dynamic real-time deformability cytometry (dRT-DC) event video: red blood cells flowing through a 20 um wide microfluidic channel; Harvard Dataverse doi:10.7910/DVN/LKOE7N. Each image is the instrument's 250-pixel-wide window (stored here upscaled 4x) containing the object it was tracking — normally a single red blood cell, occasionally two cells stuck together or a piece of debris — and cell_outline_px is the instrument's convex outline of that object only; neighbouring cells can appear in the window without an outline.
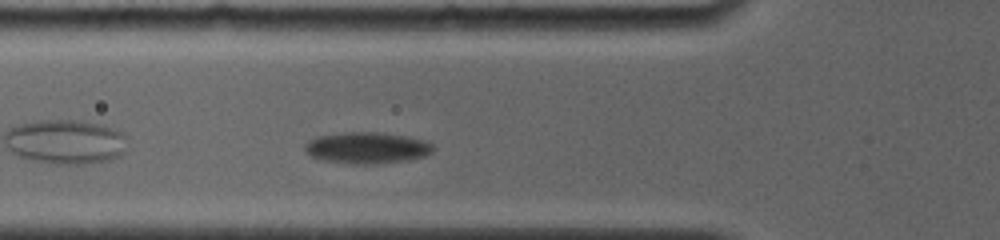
{"species": "common noctule bat (a hibernating species)", "species_latin": "Nyctalus noctula", "temperature_condition": "room temperature", "stored_images_in_passage": 8, "camera_frame_rate_fps": 4000, "um_per_image_px": 0.085, "animal": {"sex": "female", "body_mass_g": 19.0, "forearm_length_mm": 56.7}, "frame": {"image": 1, "passage_image": 2, "time_ms": 0.25, "image_size_px": [1000, 240], "cell_outline_px": [[436, 148], [432, 152], [424, 156], [408, 160], [376, 164], [356, 164], [324, 160], [312, 156], [304, 148], [304, 144], [308, 140], [316, 136], [344, 132], [376, 132], [404, 136], [424, 140], [432, 144]], "centroid_in_image_um": [31.2, 12.56], "position_along_channel_um": 94.6, "area_um2": 23.41}}
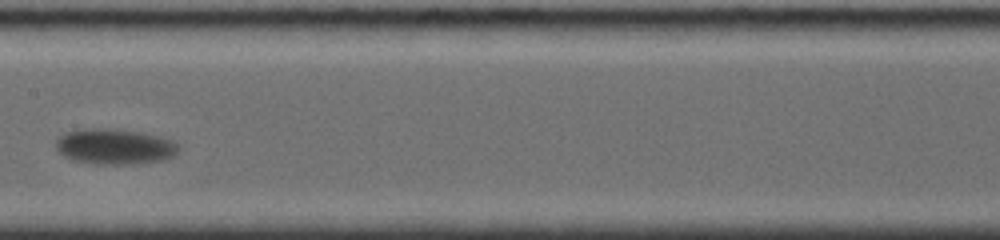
{"frame": {"image": 2, "passage_image": 6, "time_ms": 1.25, "image_size_px": [1000, 240], "cell_outline_px": [[180, 148], [172, 156], [164, 160], [128, 164], [96, 164], [72, 160], [64, 156], [56, 148], [56, 140], [64, 132], [84, 128], [112, 128], [140, 132], [176, 140]], "centroid_in_image_um": [9.74, 12.44], "position_along_channel_um": 197.7, "area_um2": 25.61}}
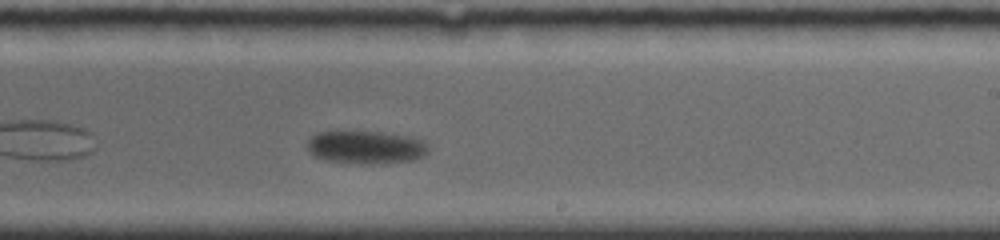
{"frame": {"image": 3, "passage_image": 8, "time_ms": 1.75, "image_size_px": [1000, 240], "cell_outline_px": [[428, 152], [424, 156], [416, 160], [360, 164], [328, 160], [312, 156], [308, 148], [308, 140], [312, 136], [320, 132], [380, 132], [412, 136], [424, 140], [428, 144]], "centroid_in_image_um": [31.16, 12.51], "position_along_channel_um": 257.8, "area_um2": 23.24}}